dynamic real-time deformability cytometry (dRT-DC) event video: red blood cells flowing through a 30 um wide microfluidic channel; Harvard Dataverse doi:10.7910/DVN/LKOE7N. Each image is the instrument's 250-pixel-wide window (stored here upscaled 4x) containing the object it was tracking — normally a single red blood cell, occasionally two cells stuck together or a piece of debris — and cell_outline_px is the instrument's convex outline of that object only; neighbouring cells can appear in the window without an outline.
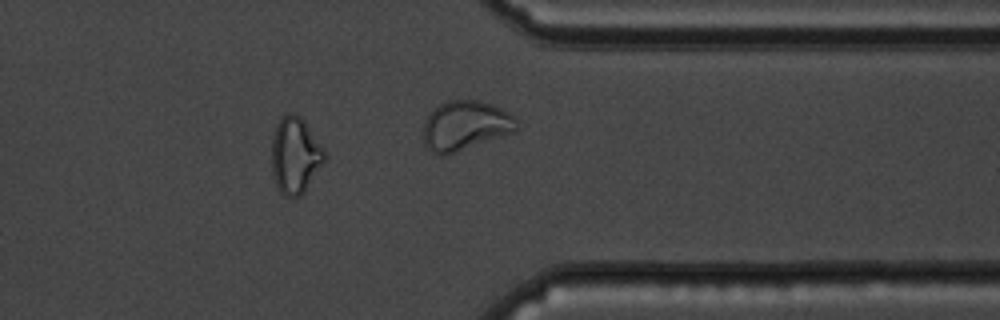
{"species": "common noctule bat (a hibernating species)", "species_latin": "Nyctalus noctula", "temperature_condition": "cold", "stored_images_in_passage": 43, "camera_frame_rate_fps": 3000, "um_per_image_px": 0.085, "animal": {"sex": "male", "body_mass_g": 19.5, "forearm_length_mm": 54.6}, "frame": {"image": 1, "passage_image": 31, "time_ms": 10.0, "image_size_px": [1000, 320], "cell_outline_px": [[324, 160], [304, 192], [300, 196], [284, 196], [276, 188], [272, 176], [272, 140], [280, 116], [292, 112], [300, 116], [304, 120], [324, 148]], "centroid_in_image_um": [25.06, 13.2], "position_along_channel_um": 386.3, "area_um2": 23.41}, "authors_computed_cell_mechanics": {"area_um2": 18.2648, "velocity_mm_per_s": 3.4093, "shape_relaxation_time_tau1_ms": null, "shape_relaxation_time_tau2_ms": 1.6821, "deformation_change_tau1": null, "deformation_change_tau2": 0.0774}}